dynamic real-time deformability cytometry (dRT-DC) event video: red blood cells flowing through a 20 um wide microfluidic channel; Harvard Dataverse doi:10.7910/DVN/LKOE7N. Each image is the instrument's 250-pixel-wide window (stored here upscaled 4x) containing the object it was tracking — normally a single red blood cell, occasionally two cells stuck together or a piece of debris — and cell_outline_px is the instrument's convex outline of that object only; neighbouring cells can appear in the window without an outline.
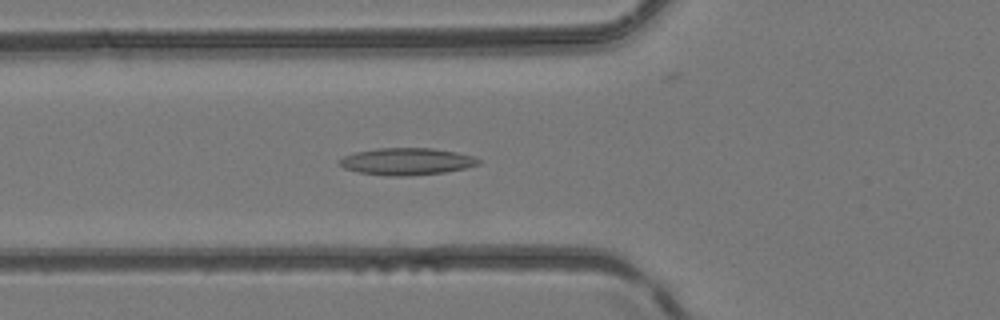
{"species": "common noctule bat (a hibernating species)", "species_latin": "Nyctalus noctula", "temperature_condition": "room temperature", "stored_images_in_passage": 32, "camera_frame_rate_fps": 3000, "um_per_image_px": 0.085, "animal": {"sex": "female", "body_mass_g": 24.6, "forearm_length_mm": 56.2}, "frame": {"image": 1, "passage_image": 2, "time_ms": 0.333, "image_size_px": [1000, 320], "cell_outline_px": [[480, 164], [464, 168], [444, 172], [408, 176], [388, 176], [360, 172], [344, 168], [336, 160], [344, 156], [356, 152], [376, 148], [432, 148], [456, 152], [472, 156], [480, 160]], "centroid_in_image_um": [34.54, 13.72], "position_along_channel_um": 91.3, "area_um2": 21.79}}
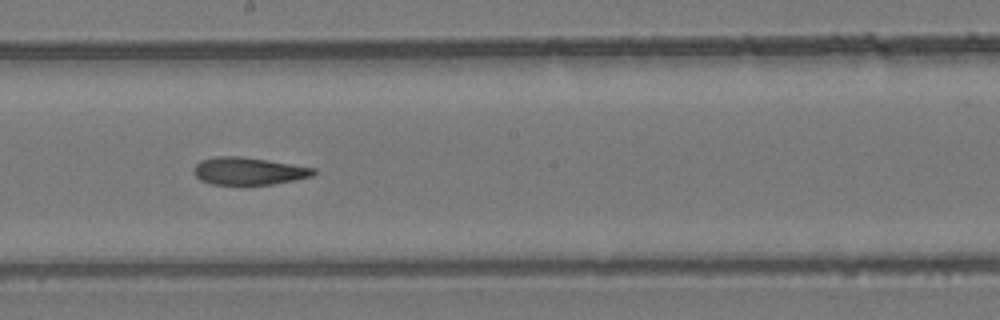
{"frame": {"image": 2, "passage_image": 11, "time_ms": 3.333, "image_size_px": [1000, 320], "cell_outline_px": [[316, 172], [312, 176], [272, 184], [212, 184], [200, 180], [192, 172], [192, 168], [200, 160], [216, 156], [240, 156], [316, 168]], "centroid_in_image_um": [21.07, 14.53], "position_along_channel_um": 227.1, "area_um2": 19.02}}
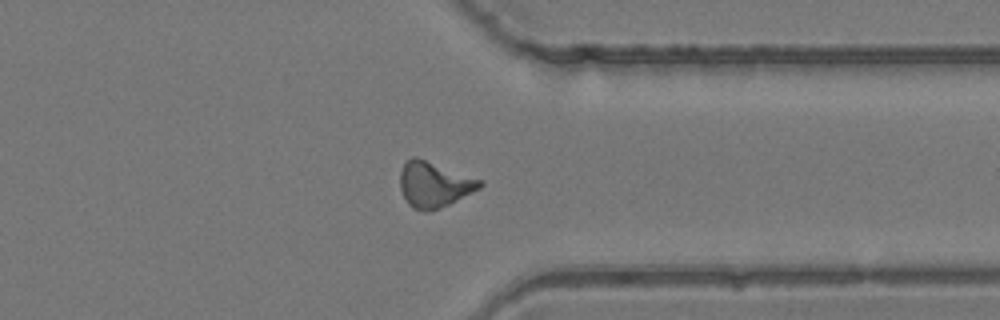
{"frame": {"image": 3, "passage_image": 21, "time_ms": 6.667, "image_size_px": [1000, 320], "cell_outline_px": [[484, 184], [480, 188], [448, 204], [428, 212], [412, 208], [408, 204], [400, 188], [400, 172], [404, 164], [412, 156], [416, 156], [484, 180]], "centroid_in_image_um": [36.9, 15.66], "position_along_channel_um": 374.5, "area_um2": 21.15}}